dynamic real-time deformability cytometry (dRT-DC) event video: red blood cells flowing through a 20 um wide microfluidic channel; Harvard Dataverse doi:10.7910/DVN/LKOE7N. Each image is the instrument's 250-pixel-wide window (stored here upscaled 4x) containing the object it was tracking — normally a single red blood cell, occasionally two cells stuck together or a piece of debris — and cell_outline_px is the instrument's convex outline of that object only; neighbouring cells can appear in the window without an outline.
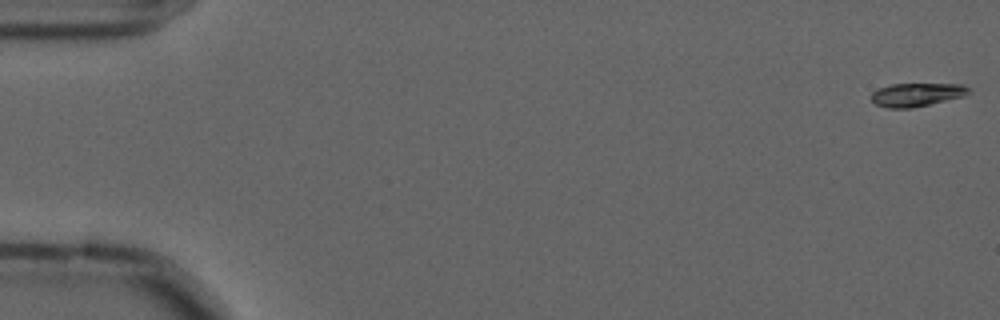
{"species": "common noctule bat (a hibernating species)", "species_latin": "Nyctalus noctula", "temperature_condition": "cold", "stored_images_in_passage": 49, "camera_frame_rate_fps": 3000, "um_per_image_px": 0.085, "animal": {"sex": "male", "forearm_length_mm": 52.5}, "frame": {"image": 1, "passage_image": 1, "time_ms": 0.0, "image_size_px": [1000, 320], "cell_outline_px": [[972, 92], [964, 96], [912, 108], [888, 108], [876, 104], [872, 100], [872, 92], [880, 88], [892, 84], [964, 84]], "centroid_in_image_um": [77.95, 8.04], "position_along_channel_um": 7.1, "area_um2": 13.18}}
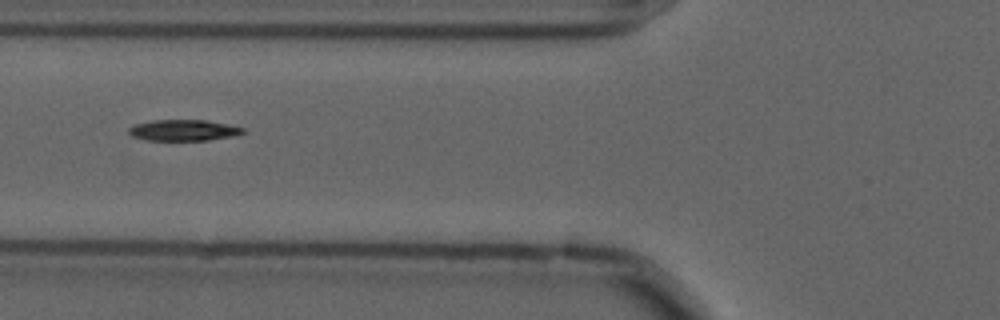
{"frame": {"image": 2, "passage_image": 22, "time_ms": 7.0, "image_size_px": [1000, 320], "cell_outline_px": [[244, 132], [236, 136], [208, 140], [148, 140], [132, 136], [128, 132], [128, 128], [136, 124], [152, 120], [204, 120], [228, 124], [244, 128]], "centroid_in_image_um": [15.61, 11.07], "position_along_channel_um": 110.2, "area_um2": 13.99}}
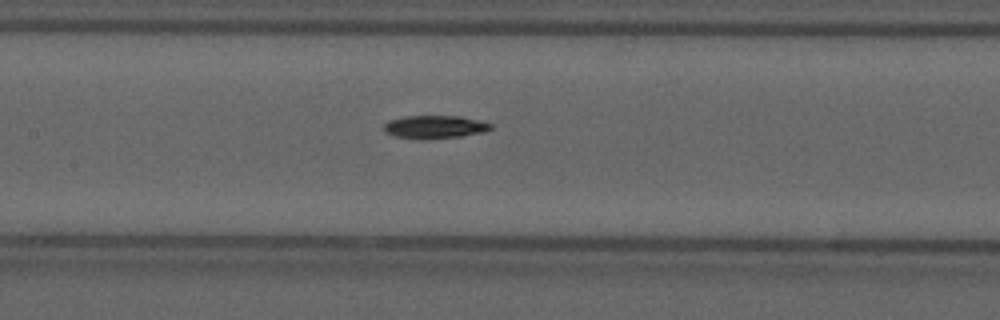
{"frame": {"image": 3, "passage_image": 27, "time_ms": 8.667, "image_size_px": [1000, 320], "cell_outline_px": [[492, 128], [484, 132], [460, 136], [396, 136], [384, 132], [384, 124], [388, 120], [404, 116], [460, 116], [480, 120], [492, 124]], "centroid_in_image_um": [36.99, 10.73], "position_along_channel_um": 170.4, "area_um2": 13.53}}